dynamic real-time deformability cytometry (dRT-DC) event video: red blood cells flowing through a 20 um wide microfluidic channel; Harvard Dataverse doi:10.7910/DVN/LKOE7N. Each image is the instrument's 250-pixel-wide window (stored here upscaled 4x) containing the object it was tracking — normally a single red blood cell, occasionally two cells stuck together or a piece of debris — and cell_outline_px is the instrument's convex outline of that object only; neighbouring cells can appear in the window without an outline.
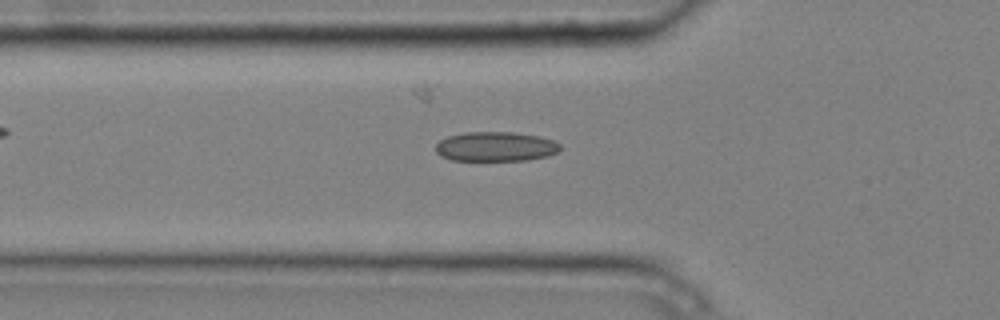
{"species": "common noctule bat (a hibernating species)", "species_latin": "Nyctalus noctula", "temperature_condition": "cold", "stored_images_in_passage": 6, "camera_frame_rate_fps": 3000, "um_per_image_px": 0.085, "animal": {"sex": "male", "body_mass_g": 20.4}, "frame": {"image": 1, "passage_image": 5, "time_ms": 1.333, "image_size_px": [1000, 320], "cell_outline_px": [[560, 148], [556, 152], [548, 156], [528, 160], [452, 160], [440, 156], [436, 152], [436, 144], [440, 140], [448, 136], [464, 132], [512, 132], [540, 136], [552, 140], [560, 144]], "centroid_in_image_um": [42.11, 12.45], "position_along_channel_um": 83.7, "area_um2": 21.44}}